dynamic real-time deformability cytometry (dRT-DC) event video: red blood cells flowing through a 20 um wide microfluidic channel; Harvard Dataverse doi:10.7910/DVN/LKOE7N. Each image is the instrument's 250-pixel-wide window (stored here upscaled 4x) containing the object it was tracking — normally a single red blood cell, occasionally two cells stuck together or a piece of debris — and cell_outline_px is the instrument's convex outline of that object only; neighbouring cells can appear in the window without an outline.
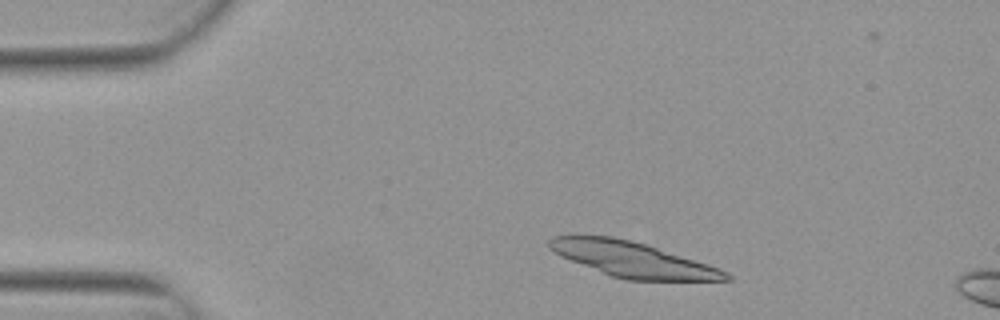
{"species": "Egyptian fruit bat (a non-hibernating species)", "species_latin": "Rousettus aegyptiacus", "temperature_condition": "warm", "stored_images_in_passage": 4, "camera_frame_rate_fps": 3000, "um_per_image_px": 0.085, "animal": {"sex": "female"}, "frame": {"image": 1, "passage_image": 2, "time_ms": 0.333, "image_size_px": [1000, 320], "cell_outline_px": [[732, 280], [628, 280], [612, 276], [560, 256], [548, 248], [548, 240], [552, 236], [612, 236], [632, 240], [708, 264], [720, 268], [728, 272], [732, 276]], "centroid_in_image_um": [53.77, 22.05], "position_along_channel_um": 31.2, "area_um2": 35.78}}